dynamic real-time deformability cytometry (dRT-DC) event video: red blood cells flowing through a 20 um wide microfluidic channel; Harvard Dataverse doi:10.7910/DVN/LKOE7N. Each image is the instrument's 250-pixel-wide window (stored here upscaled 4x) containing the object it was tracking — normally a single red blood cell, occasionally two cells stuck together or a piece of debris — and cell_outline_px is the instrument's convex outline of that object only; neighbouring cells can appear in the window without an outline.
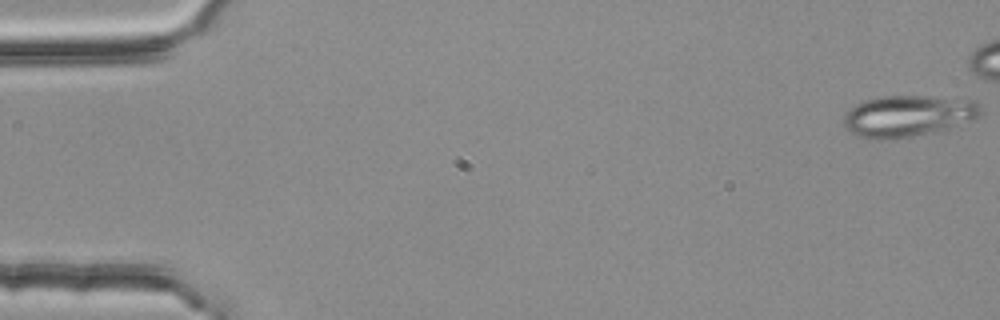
{"species": "common noctule bat (a hibernating species)", "species_latin": "Nyctalus noctula", "temperature_condition": "room temperature", "stored_images_in_passage": 5, "camera_frame_rate_fps": 3000, "um_per_image_px": 0.085, "animal": {"sex": "female", "body_mass_g": 25.1}, "frame": {"image": 1, "passage_image": 1, "time_ms": 0.0, "image_size_px": [1000, 320], "cell_outline_px": [[980, 112], [976, 116], [940, 132], [884, 140], [868, 140], [856, 136], [848, 132], [844, 124], [844, 112], [856, 104], [868, 100], [884, 96], [932, 96], [976, 100], [980, 104]], "centroid_in_image_um": [77.12, 9.87], "position_along_channel_um": 7.9, "area_um2": 33.23}}